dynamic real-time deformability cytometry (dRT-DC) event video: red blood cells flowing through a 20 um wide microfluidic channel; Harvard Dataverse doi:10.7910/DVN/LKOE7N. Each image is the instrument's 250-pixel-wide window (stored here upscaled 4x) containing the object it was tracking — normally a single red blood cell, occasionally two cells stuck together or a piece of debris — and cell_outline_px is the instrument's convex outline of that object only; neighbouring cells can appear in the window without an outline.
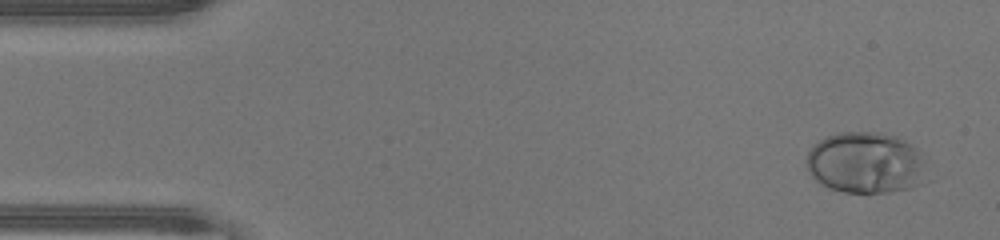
{"species": "human", "species_latin": "Homo sapiens", "temperature_condition": "warm", "stored_images_in_passage": 12, "camera_frame_rate_fps": 3000, "um_per_image_px": 0.085, "donor": {"sex": "male"}, "frame": {"image": 1, "passage_image": 1, "time_ms": 0.0, "image_size_px": [1000, 240], "cell_outline_px": [[884, 140], [872, 188], [868, 192], [852, 192], [836, 188], [828, 184], [812, 168], [812, 156], [816, 148], [828, 140], [844, 136], [864, 136]], "centroid_in_image_um": [72.13, 13.8], "position_along_channel_um": 12.9, "area_um2": 22.54}}
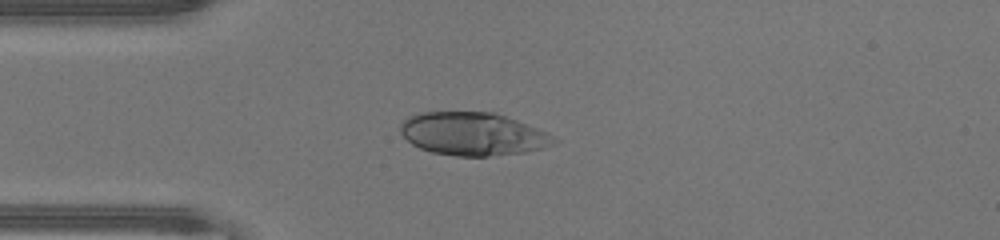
{"frame": {"image": 2, "passage_image": 11, "time_ms": 3.333, "image_size_px": [1000, 240], "cell_outline_px": [[492, 144], [488, 152], [484, 156], [464, 156], [440, 152], [424, 148], [416, 144], [404, 132], [404, 124], [416, 116], [436, 112], [480, 112], [492, 116]], "centroid_in_image_um": [38.46, 11.27], "position_along_channel_um": 46.5, "area_um2": 23.35}}